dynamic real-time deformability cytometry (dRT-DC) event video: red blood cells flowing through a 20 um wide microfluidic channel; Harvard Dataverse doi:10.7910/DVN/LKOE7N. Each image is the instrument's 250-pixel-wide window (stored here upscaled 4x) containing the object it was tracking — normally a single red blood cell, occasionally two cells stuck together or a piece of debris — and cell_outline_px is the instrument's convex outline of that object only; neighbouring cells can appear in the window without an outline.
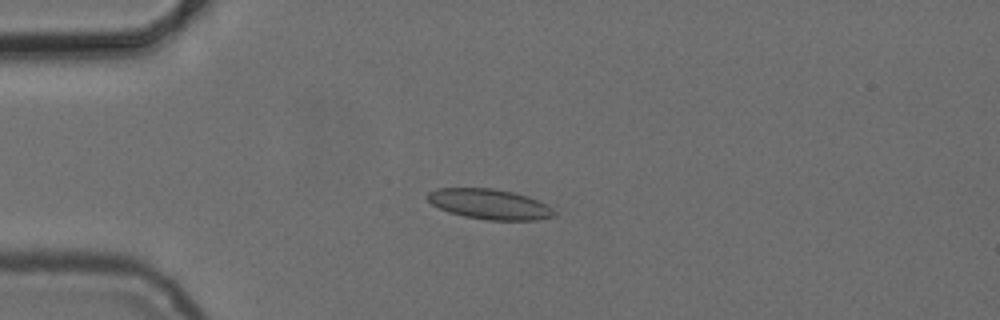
{"species": "common noctule bat (a hibernating species)", "species_latin": "Nyctalus noctula", "temperature_condition": "cold", "stored_images_in_passage": 3, "camera_frame_rate_fps": 3000, "um_per_image_px": 0.085, "animal": {"sex": "female", "body_mass_g": 24.6, "forearm_length_mm": 56.2}, "frame": {"image": 1, "passage_image": 1, "time_ms": 0.0, "image_size_px": [1000, 320], "cell_outline_px": [[556, 216], [536, 220], [488, 220], [464, 216], [448, 212], [432, 204], [428, 200], [428, 192], [436, 188], [492, 188], [512, 192], [536, 200], [552, 208], [556, 212]], "centroid_in_image_um": [41.59, 17.36], "position_along_channel_um": 43.4, "area_um2": 22.08}}
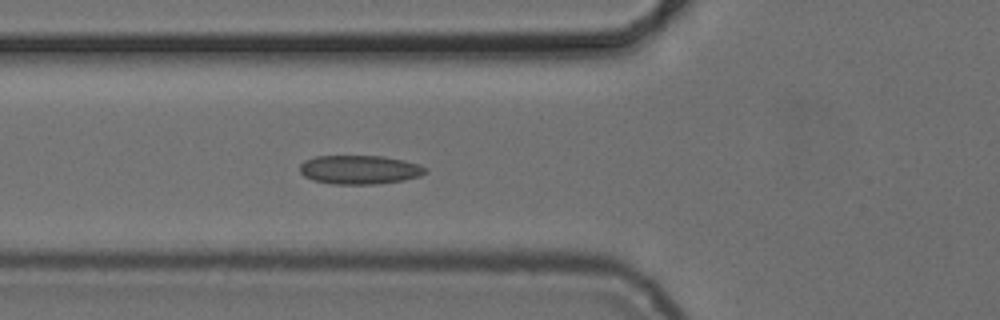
{"frame": {"image": 2, "passage_image": 3, "time_ms": 2.0, "image_size_px": [1000, 320], "cell_outline_px": [[428, 172], [420, 176], [404, 180], [376, 184], [332, 184], [312, 180], [304, 176], [300, 172], [300, 164], [304, 160], [316, 156], [380, 156], [404, 160], [420, 164], [428, 168]], "centroid_in_image_um": [30.58, 14.42], "position_along_channel_um": 95.2, "area_um2": 21.33}}